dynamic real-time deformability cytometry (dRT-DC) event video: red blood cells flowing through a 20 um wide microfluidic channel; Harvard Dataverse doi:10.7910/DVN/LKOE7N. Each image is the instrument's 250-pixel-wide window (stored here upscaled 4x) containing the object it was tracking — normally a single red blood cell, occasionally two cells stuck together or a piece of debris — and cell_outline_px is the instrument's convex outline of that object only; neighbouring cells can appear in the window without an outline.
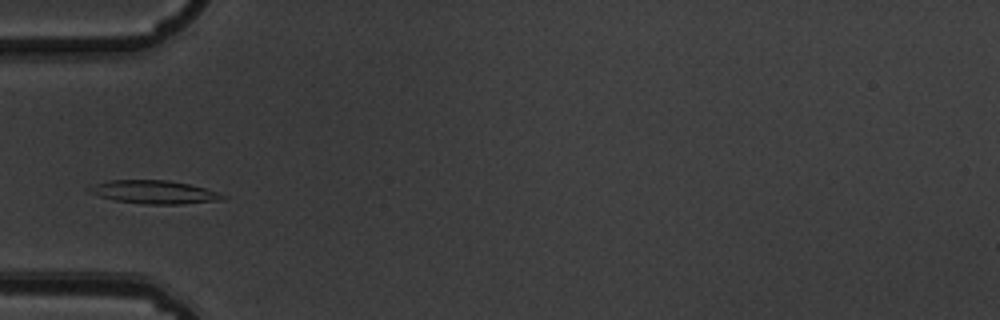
{"species": "common noctule bat (a hibernating species)", "species_latin": "Nyctalus noctula", "temperature_condition": "warm", "stored_images_in_passage": 4, "camera_frame_rate_fps": 3000, "um_per_image_px": 0.085, "animal": {"sex": "male", "body_mass_g": 19.5, "forearm_length_mm": 54.6}, "frame": {"image": 1, "passage_image": 4, "time_ms": 1.0, "image_size_px": [1000, 320], "cell_outline_px": [[232, 196], [224, 200], [180, 204], [144, 204], [116, 200], [100, 196], [88, 192], [84, 188], [92, 184], [108, 180], [168, 180], [188, 184], [204, 188]], "centroid_in_image_um": [13.11, 16.32], "position_along_channel_um": 71.9, "area_um2": 18.32}}